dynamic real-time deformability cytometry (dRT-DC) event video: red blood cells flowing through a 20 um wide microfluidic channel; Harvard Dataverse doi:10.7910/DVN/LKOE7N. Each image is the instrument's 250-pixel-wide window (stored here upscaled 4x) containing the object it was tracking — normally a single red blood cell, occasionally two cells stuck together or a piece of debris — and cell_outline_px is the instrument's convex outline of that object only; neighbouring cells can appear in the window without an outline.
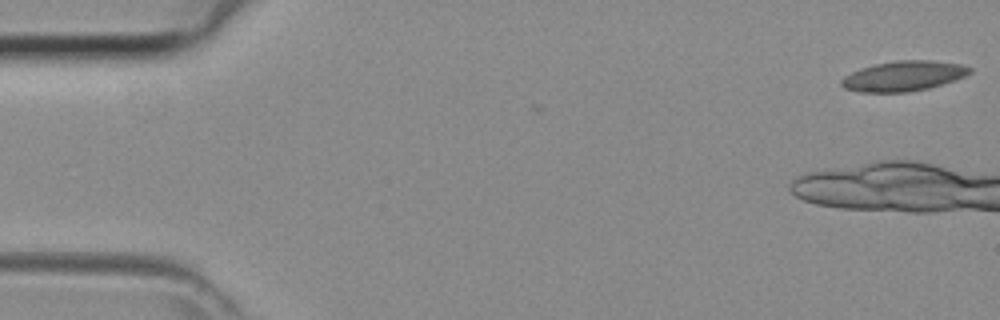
{"species": "common noctule bat (a hibernating species)", "species_latin": "Nyctalus noctula", "temperature_condition": "room temperature", "stored_images_in_passage": 6, "camera_frame_rate_fps": 3000, "um_per_image_px": 0.085, "animal": {"sex": "female", "body_mass_g": 29.2, "forearm_length_mm": 56.3}, "frame": {"image": 1, "passage_image": 1, "time_ms": 0.0, "image_size_px": [1000, 320], "cell_outline_px": [[972, 72], [964, 76], [928, 88], [908, 92], [860, 92], [844, 88], [840, 84], [840, 80], [844, 76], [852, 72], [876, 64], [896, 60], [932, 60], [960, 64], [972, 68]], "centroid_in_image_um": [76.78, 6.46], "position_along_channel_um": 8.2, "area_um2": 22.25}}